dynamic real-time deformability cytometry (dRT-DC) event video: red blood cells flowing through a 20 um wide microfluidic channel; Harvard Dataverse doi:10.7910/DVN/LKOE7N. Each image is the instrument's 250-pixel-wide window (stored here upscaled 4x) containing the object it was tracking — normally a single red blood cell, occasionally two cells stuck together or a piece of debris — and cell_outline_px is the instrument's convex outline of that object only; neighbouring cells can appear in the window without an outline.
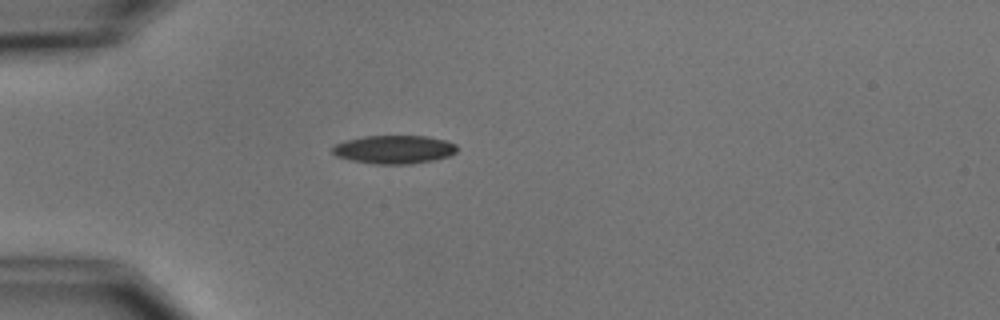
{"species": "common noctule bat (a hibernating species)", "species_latin": "Nyctalus noctula", "temperature_condition": "cold", "stored_images_in_passage": 3, "camera_frame_rate_fps": 3000, "um_per_image_px": 0.085, "animal": {"sex": "male", "body_mass_g": 15.6}, "frame": {"image": 1, "passage_image": 3, "time_ms": 2.333, "image_size_px": [1000, 320], "cell_outline_px": [[456, 152], [448, 156], [432, 160], [408, 164], [376, 164], [352, 160], [336, 156], [332, 152], [332, 148], [336, 144], [348, 140], [364, 136], [428, 136], [444, 140], [456, 144]], "centroid_in_image_um": [33.5, 12.7], "position_along_channel_um": 51.5, "area_um2": 20.35}}